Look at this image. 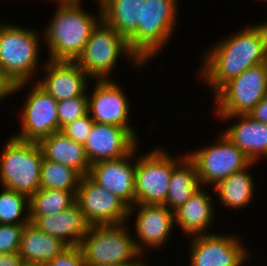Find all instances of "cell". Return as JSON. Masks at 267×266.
Returning a JSON list of instances; mask_svg holds the SVG:
<instances>
[{
	"label": "cell",
	"mask_w": 267,
	"mask_h": 266,
	"mask_svg": "<svg viewBox=\"0 0 267 266\" xmlns=\"http://www.w3.org/2000/svg\"><path fill=\"white\" fill-rule=\"evenodd\" d=\"M199 73L215 94L224 84L249 67L267 59V27L264 22L247 25L242 30L210 46L204 52Z\"/></svg>",
	"instance_id": "obj_1"
},
{
	"label": "cell",
	"mask_w": 267,
	"mask_h": 266,
	"mask_svg": "<svg viewBox=\"0 0 267 266\" xmlns=\"http://www.w3.org/2000/svg\"><path fill=\"white\" fill-rule=\"evenodd\" d=\"M81 2L57 4L55 14L42 33L49 50V60L76 61L93 30L102 21L99 2V16L96 17L83 10Z\"/></svg>",
	"instance_id": "obj_2"
},
{
	"label": "cell",
	"mask_w": 267,
	"mask_h": 266,
	"mask_svg": "<svg viewBox=\"0 0 267 266\" xmlns=\"http://www.w3.org/2000/svg\"><path fill=\"white\" fill-rule=\"evenodd\" d=\"M32 29L0 22V73L14 85L12 94L25 88L40 69L42 40Z\"/></svg>",
	"instance_id": "obj_3"
},
{
	"label": "cell",
	"mask_w": 267,
	"mask_h": 266,
	"mask_svg": "<svg viewBox=\"0 0 267 266\" xmlns=\"http://www.w3.org/2000/svg\"><path fill=\"white\" fill-rule=\"evenodd\" d=\"M178 6L179 0H145L142 3L141 24L137 25L128 45L144 64L155 58L174 35Z\"/></svg>",
	"instance_id": "obj_4"
},
{
	"label": "cell",
	"mask_w": 267,
	"mask_h": 266,
	"mask_svg": "<svg viewBox=\"0 0 267 266\" xmlns=\"http://www.w3.org/2000/svg\"><path fill=\"white\" fill-rule=\"evenodd\" d=\"M93 225L79 245L86 266L122 264L142 265L141 254L137 251L134 234L131 236L127 224ZM140 260V261H139Z\"/></svg>",
	"instance_id": "obj_5"
},
{
	"label": "cell",
	"mask_w": 267,
	"mask_h": 266,
	"mask_svg": "<svg viewBox=\"0 0 267 266\" xmlns=\"http://www.w3.org/2000/svg\"><path fill=\"white\" fill-rule=\"evenodd\" d=\"M0 154V185L30 197L40 189L43 154L38 142L7 140Z\"/></svg>",
	"instance_id": "obj_6"
},
{
	"label": "cell",
	"mask_w": 267,
	"mask_h": 266,
	"mask_svg": "<svg viewBox=\"0 0 267 266\" xmlns=\"http://www.w3.org/2000/svg\"><path fill=\"white\" fill-rule=\"evenodd\" d=\"M129 59L132 64L146 67L129 48L128 41L116 30L101 21L93 30L85 44L82 54L75 61L78 66L93 80L111 79L120 54ZM110 77V78H109Z\"/></svg>",
	"instance_id": "obj_7"
},
{
	"label": "cell",
	"mask_w": 267,
	"mask_h": 266,
	"mask_svg": "<svg viewBox=\"0 0 267 266\" xmlns=\"http://www.w3.org/2000/svg\"><path fill=\"white\" fill-rule=\"evenodd\" d=\"M159 147L137 156L135 168V204L164 205L173 168L186 156L173 157ZM178 157V158H177Z\"/></svg>",
	"instance_id": "obj_8"
},
{
	"label": "cell",
	"mask_w": 267,
	"mask_h": 266,
	"mask_svg": "<svg viewBox=\"0 0 267 266\" xmlns=\"http://www.w3.org/2000/svg\"><path fill=\"white\" fill-rule=\"evenodd\" d=\"M267 95V63L249 67L214 96L218 116L247 115Z\"/></svg>",
	"instance_id": "obj_9"
},
{
	"label": "cell",
	"mask_w": 267,
	"mask_h": 266,
	"mask_svg": "<svg viewBox=\"0 0 267 266\" xmlns=\"http://www.w3.org/2000/svg\"><path fill=\"white\" fill-rule=\"evenodd\" d=\"M186 156L194 163L200 183L205 188V185L216 186L252 163L222 132L213 145L189 151Z\"/></svg>",
	"instance_id": "obj_10"
},
{
	"label": "cell",
	"mask_w": 267,
	"mask_h": 266,
	"mask_svg": "<svg viewBox=\"0 0 267 266\" xmlns=\"http://www.w3.org/2000/svg\"><path fill=\"white\" fill-rule=\"evenodd\" d=\"M76 202L90 226L117 225L129 221V206L89 175L81 177Z\"/></svg>",
	"instance_id": "obj_11"
},
{
	"label": "cell",
	"mask_w": 267,
	"mask_h": 266,
	"mask_svg": "<svg viewBox=\"0 0 267 266\" xmlns=\"http://www.w3.org/2000/svg\"><path fill=\"white\" fill-rule=\"evenodd\" d=\"M190 240L189 266H243L250 259L248 248L234 234H199ZM240 240V241H239Z\"/></svg>",
	"instance_id": "obj_12"
},
{
	"label": "cell",
	"mask_w": 267,
	"mask_h": 266,
	"mask_svg": "<svg viewBox=\"0 0 267 266\" xmlns=\"http://www.w3.org/2000/svg\"><path fill=\"white\" fill-rule=\"evenodd\" d=\"M22 107L21 130L13 137L29 142H39L42 138L59 131L58 102L36 82Z\"/></svg>",
	"instance_id": "obj_13"
},
{
	"label": "cell",
	"mask_w": 267,
	"mask_h": 266,
	"mask_svg": "<svg viewBox=\"0 0 267 266\" xmlns=\"http://www.w3.org/2000/svg\"><path fill=\"white\" fill-rule=\"evenodd\" d=\"M93 92L88 95V113L94 123L112 124L126 128L137 140L135 128L129 123L128 95L113 79L95 80Z\"/></svg>",
	"instance_id": "obj_14"
},
{
	"label": "cell",
	"mask_w": 267,
	"mask_h": 266,
	"mask_svg": "<svg viewBox=\"0 0 267 266\" xmlns=\"http://www.w3.org/2000/svg\"><path fill=\"white\" fill-rule=\"evenodd\" d=\"M138 208V209H136ZM137 210L134 242L137 251L143 256L145 248H160L167 243L175 228L174 212L164 205L135 204L129 207V216Z\"/></svg>",
	"instance_id": "obj_15"
},
{
	"label": "cell",
	"mask_w": 267,
	"mask_h": 266,
	"mask_svg": "<svg viewBox=\"0 0 267 266\" xmlns=\"http://www.w3.org/2000/svg\"><path fill=\"white\" fill-rule=\"evenodd\" d=\"M137 150H139L138 145L122 158L93 163L88 173L97 184L117 195L129 207L135 205Z\"/></svg>",
	"instance_id": "obj_16"
},
{
	"label": "cell",
	"mask_w": 267,
	"mask_h": 266,
	"mask_svg": "<svg viewBox=\"0 0 267 266\" xmlns=\"http://www.w3.org/2000/svg\"><path fill=\"white\" fill-rule=\"evenodd\" d=\"M137 140L126 128L112 124L94 123L84 145L86 157L92 165L103 160H114L129 154Z\"/></svg>",
	"instance_id": "obj_17"
},
{
	"label": "cell",
	"mask_w": 267,
	"mask_h": 266,
	"mask_svg": "<svg viewBox=\"0 0 267 266\" xmlns=\"http://www.w3.org/2000/svg\"><path fill=\"white\" fill-rule=\"evenodd\" d=\"M44 78L35 81L57 102L78 96H88V79H91L75 61H52L45 63Z\"/></svg>",
	"instance_id": "obj_18"
},
{
	"label": "cell",
	"mask_w": 267,
	"mask_h": 266,
	"mask_svg": "<svg viewBox=\"0 0 267 266\" xmlns=\"http://www.w3.org/2000/svg\"><path fill=\"white\" fill-rule=\"evenodd\" d=\"M221 121H238L223 134L230 139L250 160L258 162L263 156L267 157V124L253 120L248 115L218 116ZM230 119V120H228ZM263 155V156H262Z\"/></svg>",
	"instance_id": "obj_19"
},
{
	"label": "cell",
	"mask_w": 267,
	"mask_h": 266,
	"mask_svg": "<svg viewBox=\"0 0 267 266\" xmlns=\"http://www.w3.org/2000/svg\"><path fill=\"white\" fill-rule=\"evenodd\" d=\"M30 222L67 246H79L90 227L77 202L54 215L30 217Z\"/></svg>",
	"instance_id": "obj_20"
},
{
	"label": "cell",
	"mask_w": 267,
	"mask_h": 266,
	"mask_svg": "<svg viewBox=\"0 0 267 266\" xmlns=\"http://www.w3.org/2000/svg\"><path fill=\"white\" fill-rule=\"evenodd\" d=\"M212 196L201 188L190 199L174 211L175 225L186 234L187 238L208 234L214 220L215 210Z\"/></svg>",
	"instance_id": "obj_21"
},
{
	"label": "cell",
	"mask_w": 267,
	"mask_h": 266,
	"mask_svg": "<svg viewBox=\"0 0 267 266\" xmlns=\"http://www.w3.org/2000/svg\"><path fill=\"white\" fill-rule=\"evenodd\" d=\"M38 144L44 159L73 168L81 176L88 175L91 165L86 157L84 145L71 140L61 131L42 138Z\"/></svg>",
	"instance_id": "obj_22"
},
{
	"label": "cell",
	"mask_w": 267,
	"mask_h": 266,
	"mask_svg": "<svg viewBox=\"0 0 267 266\" xmlns=\"http://www.w3.org/2000/svg\"><path fill=\"white\" fill-rule=\"evenodd\" d=\"M67 247L60 239L44 233L30 222L23 228L18 254L25 264H46Z\"/></svg>",
	"instance_id": "obj_23"
},
{
	"label": "cell",
	"mask_w": 267,
	"mask_h": 266,
	"mask_svg": "<svg viewBox=\"0 0 267 266\" xmlns=\"http://www.w3.org/2000/svg\"><path fill=\"white\" fill-rule=\"evenodd\" d=\"M102 21L116 30L127 41L141 24V5L145 0H97Z\"/></svg>",
	"instance_id": "obj_24"
},
{
	"label": "cell",
	"mask_w": 267,
	"mask_h": 266,
	"mask_svg": "<svg viewBox=\"0 0 267 266\" xmlns=\"http://www.w3.org/2000/svg\"><path fill=\"white\" fill-rule=\"evenodd\" d=\"M256 162H252L245 169L231 174L223 181L219 182L216 186L212 187L217 193L219 202L224 207L231 209H243L248 206L253 200L254 196V178L249 172L250 166L255 165Z\"/></svg>",
	"instance_id": "obj_25"
},
{
	"label": "cell",
	"mask_w": 267,
	"mask_h": 266,
	"mask_svg": "<svg viewBox=\"0 0 267 266\" xmlns=\"http://www.w3.org/2000/svg\"><path fill=\"white\" fill-rule=\"evenodd\" d=\"M202 188L194 163L185 156L171 174L170 186L164 206L171 211L185 204Z\"/></svg>",
	"instance_id": "obj_26"
},
{
	"label": "cell",
	"mask_w": 267,
	"mask_h": 266,
	"mask_svg": "<svg viewBox=\"0 0 267 266\" xmlns=\"http://www.w3.org/2000/svg\"><path fill=\"white\" fill-rule=\"evenodd\" d=\"M76 202L73 191L40 188L29 197V217L54 215Z\"/></svg>",
	"instance_id": "obj_27"
},
{
	"label": "cell",
	"mask_w": 267,
	"mask_h": 266,
	"mask_svg": "<svg viewBox=\"0 0 267 266\" xmlns=\"http://www.w3.org/2000/svg\"><path fill=\"white\" fill-rule=\"evenodd\" d=\"M81 177L75 169L43 158L40 171V188L67 190L77 194Z\"/></svg>",
	"instance_id": "obj_28"
},
{
	"label": "cell",
	"mask_w": 267,
	"mask_h": 266,
	"mask_svg": "<svg viewBox=\"0 0 267 266\" xmlns=\"http://www.w3.org/2000/svg\"><path fill=\"white\" fill-rule=\"evenodd\" d=\"M0 190V224L30 223L29 197L6 187Z\"/></svg>",
	"instance_id": "obj_29"
},
{
	"label": "cell",
	"mask_w": 267,
	"mask_h": 266,
	"mask_svg": "<svg viewBox=\"0 0 267 266\" xmlns=\"http://www.w3.org/2000/svg\"><path fill=\"white\" fill-rule=\"evenodd\" d=\"M88 113V96H78L58 101V118L60 129Z\"/></svg>",
	"instance_id": "obj_30"
},
{
	"label": "cell",
	"mask_w": 267,
	"mask_h": 266,
	"mask_svg": "<svg viewBox=\"0 0 267 266\" xmlns=\"http://www.w3.org/2000/svg\"><path fill=\"white\" fill-rule=\"evenodd\" d=\"M93 124V119L87 113L73 122L64 125L60 131L71 140L85 145Z\"/></svg>",
	"instance_id": "obj_31"
},
{
	"label": "cell",
	"mask_w": 267,
	"mask_h": 266,
	"mask_svg": "<svg viewBox=\"0 0 267 266\" xmlns=\"http://www.w3.org/2000/svg\"><path fill=\"white\" fill-rule=\"evenodd\" d=\"M24 226L0 224V254L18 253Z\"/></svg>",
	"instance_id": "obj_32"
},
{
	"label": "cell",
	"mask_w": 267,
	"mask_h": 266,
	"mask_svg": "<svg viewBox=\"0 0 267 266\" xmlns=\"http://www.w3.org/2000/svg\"><path fill=\"white\" fill-rule=\"evenodd\" d=\"M46 266H86L80 246H68Z\"/></svg>",
	"instance_id": "obj_33"
},
{
	"label": "cell",
	"mask_w": 267,
	"mask_h": 266,
	"mask_svg": "<svg viewBox=\"0 0 267 266\" xmlns=\"http://www.w3.org/2000/svg\"><path fill=\"white\" fill-rule=\"evenodd\" d=\"M247 115L253 120L267 124V95Z\"/></svg>",
	"instance_id": "obj_34"
},
{
	"label": "cell",
	"mask_w": 267,
	"mask_h": 266,
	"mask_svg": "<svg viewBox=\"0 0 267 266\" xmlns=\"http://www.w3.org/2000/svg\"><path fill=\"white\" fill-rule=\"evenodd\" d=\"M24 264L18 253L0 254V266H24Z\"/></svg>",
	"instance_id": "obj_35"
},
{
	"label": "cell",
	"mask_w": 267,
	"mask_h": 266,
	"mask_svg": "<svg viewBox=\"0 0 267 266\" xmlns=\"http://www.w3.org/2000/svg\"><path fill=\"white\" fill-rule=\"evenodd\" d=\"M13 84L0 73V102L12 94Z\"/></svg>",
	"instance_id": "obj_36"
},
{
	"label": "cell",
	"mask_w": 267,
	"mask_h": 266,
	"mask_svg": "<svg viewBox=\"0 0 267 266\" xmlns=\"http://www.w3.org/2000/svg\"><path fill=\"white\" fill-rule=\"evenodd\" d=\"M53 2H55L56 4H63V3H77L80 2L82 0H52Z\"/></svg>",
	"instance_id": "obj_37"
},
{
	"label": "cell",
	"mask_w": 267,
	"mask_h": 266,
	"mask_svg": "<svg viewBox=\"0 0 267 266\" xmlns=\"http://www.w3.org/2000/svg\"><path fill=\"white\" fill-rule=\"evenodd\" d=\"M92 266H141V265L106 264V265H92Z\"/></svg>",
	"instance_id": "obj_38"
},
{
	"label": "cell",
	"mask_w": 267,
	"mask_h": 266,
	"mask_svg": "<svg viewBox=\"0 0 267 266\" xmlns=\"http://www.w3.org/2000/svg\"><path fill=\"white\" fill-rule=\"evenodd\" d=\"M24 266H46L45 264H24Z\"/></svg>",
	"instance_id": "obj_39"
},
{
	"label": "cell",
	"mask_w": 267,
	"mask_h": 266,
	"mask_svg": "<svg viewBox=\"0 0 267 266\" xmlns=\"http://www.w3.org/2000/svg\"><path fill=\"white\" fill-rule=\"evenodd\" d=\"M141 266H148L147 263H143Z\"/></svg>",
	"instance_id": "obj_40"
}]
</instances>
